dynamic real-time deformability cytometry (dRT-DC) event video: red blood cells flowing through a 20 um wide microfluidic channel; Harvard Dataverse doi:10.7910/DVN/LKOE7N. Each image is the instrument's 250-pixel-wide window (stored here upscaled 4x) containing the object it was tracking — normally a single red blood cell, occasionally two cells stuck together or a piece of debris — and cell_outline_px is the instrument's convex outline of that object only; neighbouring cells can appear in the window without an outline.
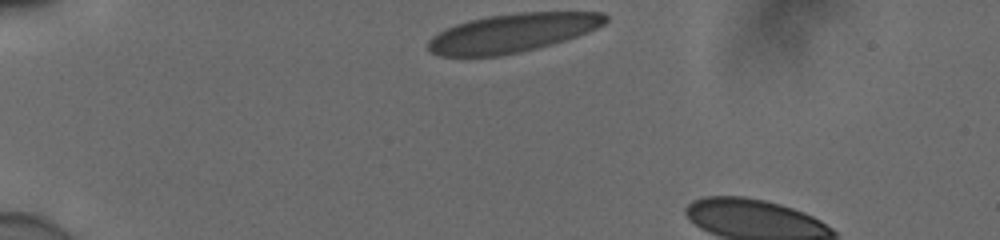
{"species": "human", "species_latin": "Homo sapiens", "temperature_condition": "cold", "stored_images_in_passage": 5, "camera_frame_rate_fps": 3000, "um_per_image_px": 0.085, "donor": {"sex": "male"}, "frame": {"image": 1, "passage_image": 1, "time_ms": 0.0, "image_size_px": [1000, 240], "cell_outline_px": [[608, 20], [604, 24], [588, 32], [552, 44], [520, 52], [500, 56], [440, 56], [432, 52], [428, 48], [428, 40], [432, 36], [456, 24], [468, 20], [488, 16], [516, 12], [604, 12], [608, 16]], "centroid_in_image_um": [43.57, 2.79], "position_along_channel_um": 41.4, "area_um2": 39.82}}